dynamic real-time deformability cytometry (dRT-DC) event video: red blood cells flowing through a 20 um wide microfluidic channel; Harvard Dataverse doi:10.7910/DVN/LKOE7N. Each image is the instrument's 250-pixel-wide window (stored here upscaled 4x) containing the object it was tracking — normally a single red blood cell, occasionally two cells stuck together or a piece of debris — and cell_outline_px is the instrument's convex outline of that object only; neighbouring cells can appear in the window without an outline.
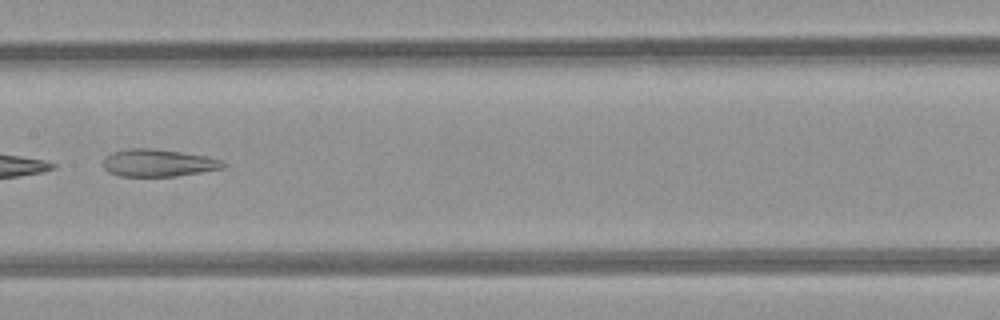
{"species": "common noctule bat (a hibernating species)", "species_latin": "Nyctalus noctula", "temperature_condition": "room temperature", "stored_images_in_passage": 8, "camera_frame_rate_fps": 3000, "um_per_image_px": 0.085, "animal": {"sex": "female", "body_mass_g": 21.9}, "frame": {"image": 1, "passage_image": 7, "time_ms": 7.667, "image_size_px": [1000, 320], "cell_outline_px": [[228, 164], [224, 168], [176, 176], [120, 176], [108, 172], [104, 168], [104, 160], [112, 152], [128, 148], [152, 148], [180, 152], [204, 156], [220, 160]], "centroid_in_image_um": [13.44, 13.85], "position_along_channel_um": 194.0, "area_um2": 18.96}}
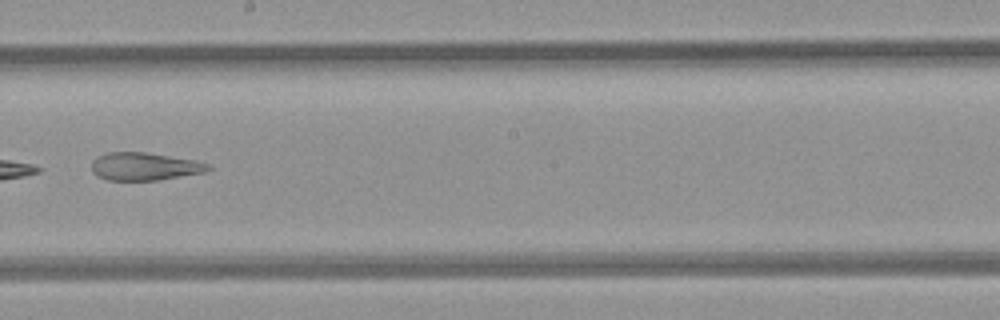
{"frame": {"image": 2, "passage_image": 8, "time_ms": 8.667, "image_size_px": [1000, 320], "cell_outline_px": [[212, 168], [204, 172], [160, 180], [108, 180], [96, 176], [92, 172], [92, 160], [96, 156], [108, 152], [144, 152], [192, 160], [208, 164]], "centroid_in_image_um": [12.22, 14.15], "position_along_channel_um": 236.0, "area_um2": 18.79}}